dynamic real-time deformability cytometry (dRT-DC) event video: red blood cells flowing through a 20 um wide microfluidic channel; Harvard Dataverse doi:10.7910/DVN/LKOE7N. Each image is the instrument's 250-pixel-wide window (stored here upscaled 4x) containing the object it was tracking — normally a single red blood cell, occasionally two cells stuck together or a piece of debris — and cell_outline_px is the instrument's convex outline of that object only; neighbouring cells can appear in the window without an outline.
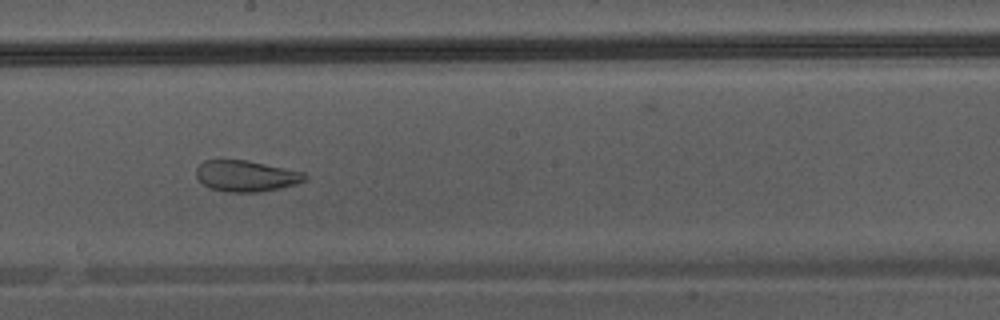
{"species": "Egyptian fruit bat (a non-hibernating species)", "species_latin": "Rousettus aegyptiacus", "temperature_condition": "warm", "stored_images_in_passage": 46, "camera_frame_rate_fps": 3000, "um_per_image_px": 0.085, "animal": {"sex": "male"}, "frame": {"image": 1, "passage_image": 26, "time_ms": 8.333, "image_size_px": [1000, 320], "cell_outline_px": [[308, 176], [304, 180], [296, 184], [280, 188], [260, 192], [228, 192], [212, 188], [204, 184], [196, 176], [196, 168], [204, 160], [248, 160], [304, 172]], "centroid_in_image_um": [20.93, 14.95], "position_along_channel_um": 227.3, "area_um2": 19.59}}
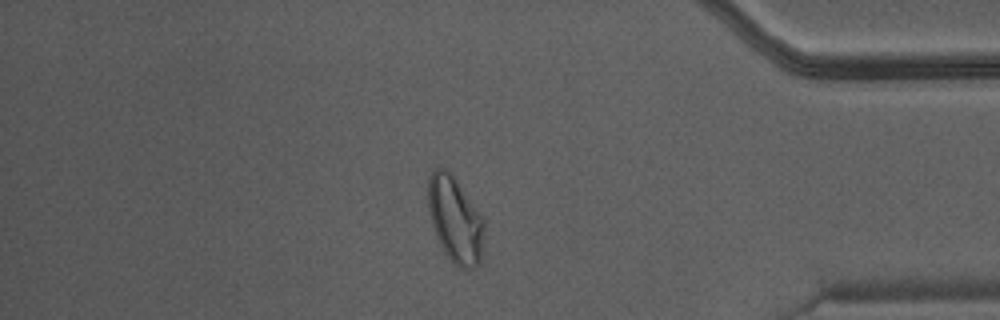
{"frame": {"image": 2, "passage_image": 39, "time_ms": 12.667, "image_size_px": [1000, 320], "cell_outline_px": [[484, 228], [480, 264], [476, 268], [460, 268], [444, 252], [436, 236], [428, 212], [428, 180], [432, 172], [436, 168], [444, 168], [456, 180], [480, 216], [484, 224]], "centroid_in_image_um": [38.66, 18.71], "position_along_channel_um": 396.5, "area_um2": 27.4}}
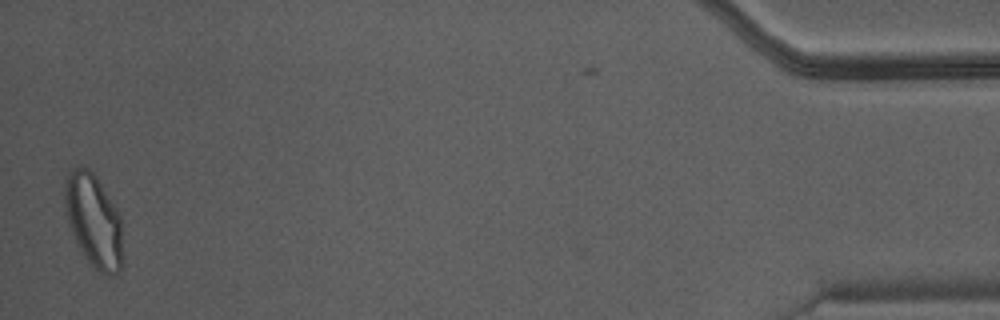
{"frame": {"image": 3, "passage_image": 45, "time_ms": 14.667, "image_size_px": [1000, 320], "cell_outline_px": [[124, 264], [120, 272], [116, 276], [112, 276], [100, 272], [88, 260], [80, 248], [68, 224], [64, 200], [64, 188], [68, 176], [76, 168], [88, 168], [96, 176], [116, 208], [120, 216], [124, 260]], "centroid_in_image_um": [8.01, 18.82], "position_along_channel_um": 427.2, "area_um2": 31.27}}